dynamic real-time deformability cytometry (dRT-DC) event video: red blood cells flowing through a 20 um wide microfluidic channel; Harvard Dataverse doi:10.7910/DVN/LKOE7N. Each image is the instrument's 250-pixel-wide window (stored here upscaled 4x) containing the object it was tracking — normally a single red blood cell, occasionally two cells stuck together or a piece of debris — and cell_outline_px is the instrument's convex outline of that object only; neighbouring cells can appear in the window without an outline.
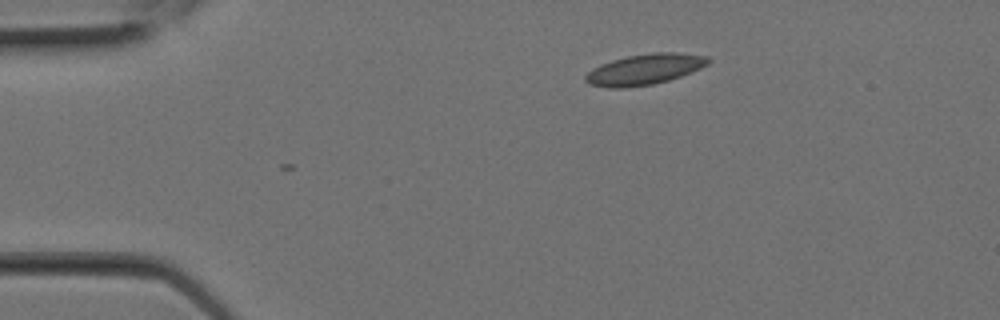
{"species": "Egyptian fruit bat (a non-hibernating species)", "species_latin": "Rousettus aegyptiacus", "temperature_condition": "room temperature", "stored_images_in_passage": 2, "camera_frame_rate_fps": 3000, "um_per_image_px": 0.085, "animal": {"sex": "female"}, "frame": {"image": 1, "passage_image": 2, "time_ms": 0.333, "image_size_px": [1000, 320], "cell_outline_px": [[712, 60], [708, 64], [692, 72], [668, 80], [652, 84], [624, 88], [608, 88], [588, 84], [584, 80], [584, 76], [592, 68], [600, 64], [612, 60], [628, 56], [652, 52], [676, 52], [708, 56]], "centroid_in_image_um": [54.78, 5.89], "position_along_channel_um": 30.2, "area_um2": 22.08}}